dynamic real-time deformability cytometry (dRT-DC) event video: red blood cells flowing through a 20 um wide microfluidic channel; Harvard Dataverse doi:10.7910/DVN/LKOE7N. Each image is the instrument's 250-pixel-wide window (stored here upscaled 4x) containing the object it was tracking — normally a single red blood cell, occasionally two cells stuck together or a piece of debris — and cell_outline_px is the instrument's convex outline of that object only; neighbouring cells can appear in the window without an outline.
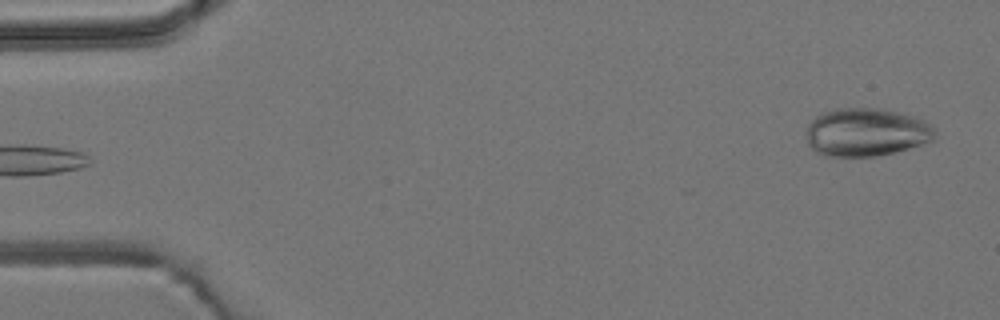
{"species": "common noctule bat (a hibernating species)", "species_latin": "Nyctalus noctula", "temperature_condition": "room temperature", "stored_images_in_passage": 5, "camera_frame_rate_fps": 3000, "um_per_image_px": 0.085, "animal": {"sex": "male", "body_mass_g": 19.2, "forearm_length_mm": 51.8}, "frame": {"image": 1, "passage_image": 5, "time_ms": 4.667, "image_size_px": [1000, 320], "cell_outline_px": [[936, 132], [932, 140], [896, 152], [876, 156], [824, 156], [816, 152], [808, 144], [808, 124], [816, 116], [824, 112], [836, 108], [876, 108], [896, 112], [912, 116], [924, 120], [932, 124]], "centroid_in_image_um": [73.63, 11.24], "position_along_channel_um": 11.4, "area_um2": 35.89}}